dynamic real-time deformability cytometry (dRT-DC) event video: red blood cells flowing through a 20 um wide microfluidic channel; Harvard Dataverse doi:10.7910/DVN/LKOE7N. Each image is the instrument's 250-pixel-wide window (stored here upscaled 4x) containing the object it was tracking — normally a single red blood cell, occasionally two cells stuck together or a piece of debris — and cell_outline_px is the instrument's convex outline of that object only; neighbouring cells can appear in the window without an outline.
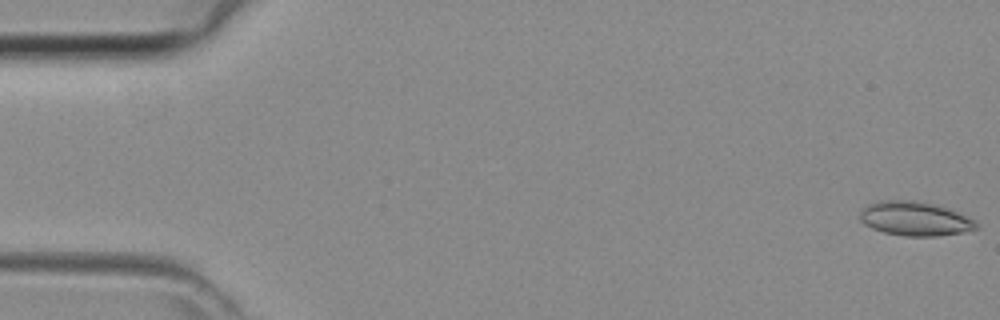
{"species": "common noctule bat (a hibernating species)", "species_latin": "Nyctalus noctula", "temperature_condition": "room temperature", "stored_images_in_passage": 40, "camera_frame_rate_fps": 3000, "um_per_image_px": 0.085, "animal": {"sex": "female", "body_mass_g": 29.2, "forearm_length_mm": 56.3}, "frame": {"image": 1, "passage_image": 1, "time_ms": 0.0, "image_size_px": [1000, 320], "cell_outline_px": [[980, 224], [976, 228], [964, 232], [936, 236], [904, 236], [884, 232], [872, 228], [864, 224], [860, 220], [860, 212], [868, 204], [876, 200], [912, 200], [932, 204], [948, 208], [960, 212], [976, 220]], "centroid_in_image_um": [77.79, 18.58], "position_along_channel_um": 7.2, "area_um2": 23.29}}
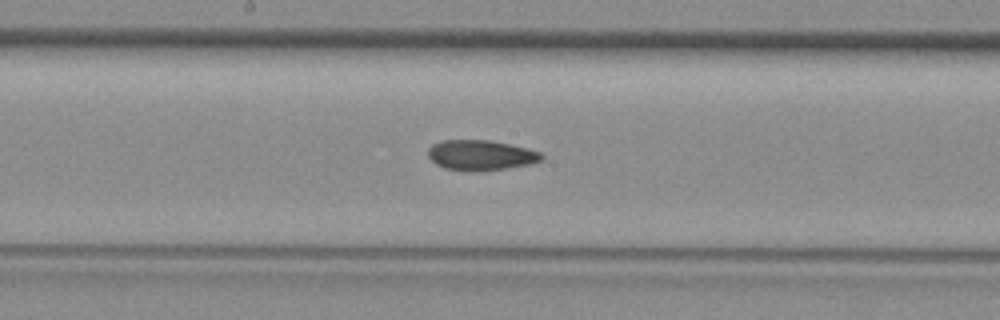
{"frame": {"image": 2, "passage_image": 23, "time_ms": 7.333, "image_size_px": [1000, 320], "cell_outline_px": [[544, 156], [540, 160], [532, 164], [480, 172], [464, 172], [444, 168], [436, 164], [428, 156], [428, 148], [432, 144], [440, 140], [488, 140], [528, 148], [540, 152]], "centroid_in_image_um": [40.84, 13.21], "position_along_channel_um": 207.4, "area_um2": 20.29}}
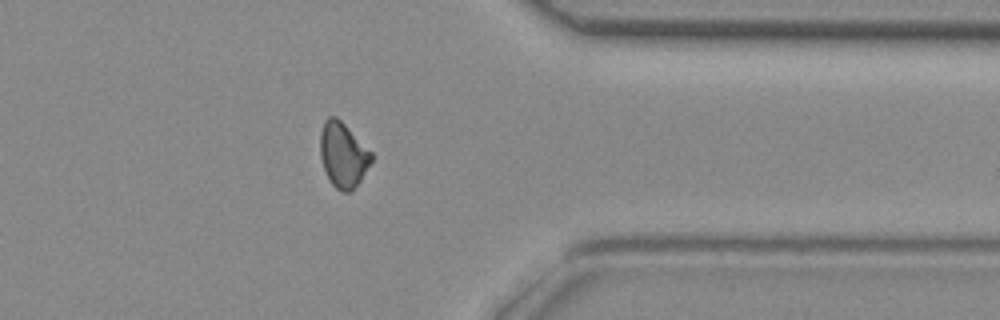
{"frame": {"image": 3, "passage_image": 35, "time_ms": 11.333, "image_size_px": [1000, 320], "cell_outline_px": [[376, 156], [352, 192], [344, 192], [336, 188], [332, 184], [324, 168], [320, 156], [320, 132], [324, 120], [328, 116], [336, 116]], "centroid_in_image_um": [29.17, 13.16], "position_along_channel_um": 382.2, "area_um2": 19.42}}